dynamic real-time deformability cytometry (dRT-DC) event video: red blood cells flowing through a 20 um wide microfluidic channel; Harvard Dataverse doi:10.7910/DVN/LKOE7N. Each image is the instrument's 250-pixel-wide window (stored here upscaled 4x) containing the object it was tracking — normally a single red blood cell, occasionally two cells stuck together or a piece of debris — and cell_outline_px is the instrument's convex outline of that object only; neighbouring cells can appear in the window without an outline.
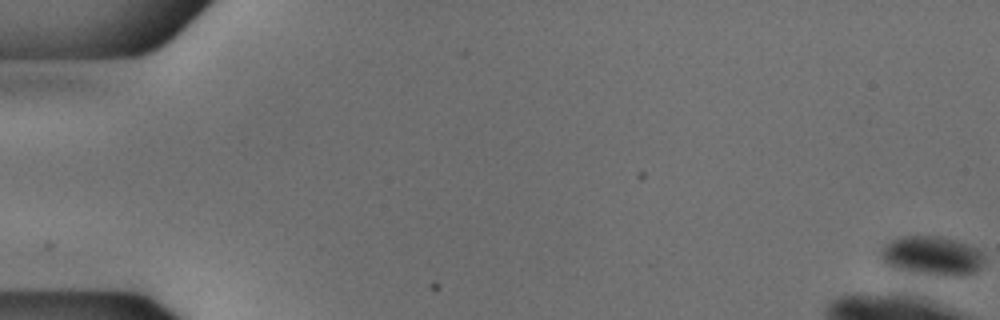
{"species": "common noctule bat (a hibernating species)", "species_latin": "Nyctalus noctula", "temperature_condition": "cold", "stored_images_in_passage": 6, "camera_frame_rate_fps": 3000, "um_per_image_px": 0.085, "animal": {"sex": "male", "body_mass_g": 18.8}, "frame": {"image": 1, "passage_image": 1, "time_ms": 0.0, "image_size_px": [1000, 320], "cell_outline_px": [[984, 260], [976, 272], [932, 272], [904, 268], [888, 264], [884, 260], [884, 248], [892, 240], [904, 236], [940, 236], [956, 240], [976, 248], [984, 256]], "centroid_in_image_um": [79.29, 21.64], "position_along_channel_um": 5.7, "area_um2": 21.33}}